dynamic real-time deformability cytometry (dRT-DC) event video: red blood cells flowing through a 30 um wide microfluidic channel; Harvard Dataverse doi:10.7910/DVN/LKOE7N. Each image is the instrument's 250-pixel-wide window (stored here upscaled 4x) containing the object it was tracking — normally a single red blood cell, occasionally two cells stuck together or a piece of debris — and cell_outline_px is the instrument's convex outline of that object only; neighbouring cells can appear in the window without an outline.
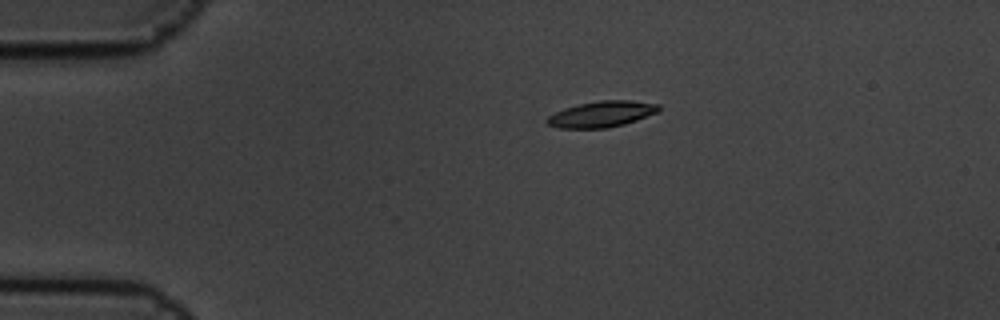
{"species": "common noctule bat (a hibernating species)", "species_latin": "Nyctalus noctula", "temperature_condition": "cold", "stored_images_in_passage": 2, "camera_frame_rate_fps": 3000, "um_per_image_px": 0.085, "animal": {"sex": "male", "body_mass_g": 19.5, "forearm_length_mm": 54.6}, "frame": {"image": 1, "passage_image": 1, "time_ms": 0.0, "image_size_px": [1000, 320], "cell_outline_px": [[660, 112], [624, 124], [608, 128], [556, 128], [548, 124], [544, 120], [548, 116], [564, 108], [580, 104], [600, 100], [632, 100], [660, 104]], "centroid_in_image_um": [51.16, 9.7], "position_along_channel_um": 33.8, "area_um2": 17.05}}